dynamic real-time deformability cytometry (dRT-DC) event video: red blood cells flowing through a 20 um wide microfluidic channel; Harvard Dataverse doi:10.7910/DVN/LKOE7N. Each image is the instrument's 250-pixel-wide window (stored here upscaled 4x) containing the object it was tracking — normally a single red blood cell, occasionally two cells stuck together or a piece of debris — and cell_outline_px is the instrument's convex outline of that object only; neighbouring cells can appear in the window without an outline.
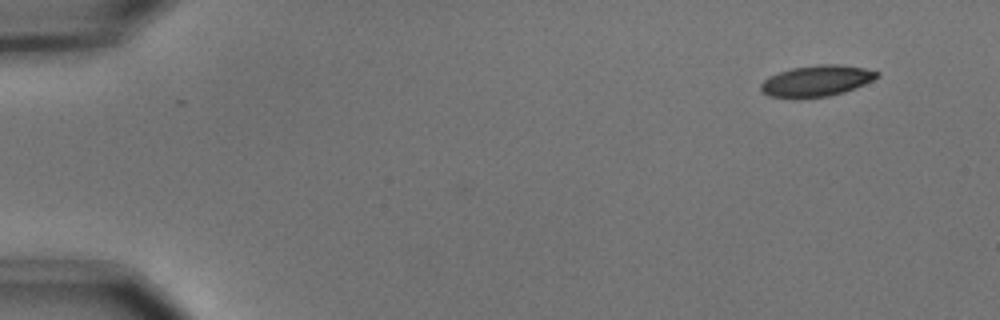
{"species": "common noctule bat (a hibernating species)", "species_latin": "Nyctalus noctula", "temperature_condition": "cold", "stored_images_in_passage": 2, "camera_frame_rate_fps": 3000, "um_per_image_px": 0.085, "animal": {"sex": "male", "body_mass_g": 15.6}, "frame": {"image": 1, "passage_image": 1, "time_ms": 0.0, "image_size_px": [1000, 320], "cell_outline_px": [[880, 76], [864, 84], [844, 92], [828, 96], [796, 100], [768, 96], [760, 88], [760, 84], [768, 76], [792, 68], [816, 64], [836, 64], [864, 68], [880, 72]], "centroid_in_image_um": [69.37, 6.9], "position_along_channel_um": 15.6, "area_um2": 21.39}}